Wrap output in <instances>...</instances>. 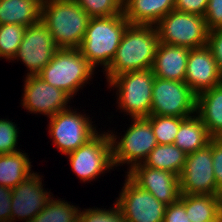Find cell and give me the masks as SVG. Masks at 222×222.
I'll return each mask as SVG.
<instances>
[{
	"instance_id": "1",
	"label": "cell",
	"mask_w": 222,
	"mask_h": 222,
	"mask_svg": "<svg viewBox=\"0 0 222 222\" xmlns=\"http://www.w3.org/2000/svg\"><path fill=\"white\" fill-rule=\"evenodd\" d=\"M159 42L155 26L129 24L114 58L103 71L107 82L127 72L151 69Z\"/></svg>"
},
{
	"instance_id": "2",
	"label": "cell",
	"mask_w": 222,
	"mask_h": 222,
	"mask_svg": "<svg viewBox=\"0 0 222 222\" xmlns=\"http://www.w3.org/2000/svg\"><path fill=\"white\" fill-rule=\"evenodd\" d=\"M90 18L74 0H42L41 20L58 48L78 49Z\"/></svg>"
},
{
	"instance_id": "3",
	"label": "cell",
	"mask_w": 222,
	"mask_h": 222,
	"mask_svg": "<svg viewBox=\"0 0 222 222\" xmlns=\"http://www.w3.org/2000/svg\"><path fill=\"white\" fill-rule=\"evenodd\" d=\"M128 25L123 13L90 18L78 49L94 69L98 65L103 67V70L109 67Z\"/></svg>"
},
{
	"instance_id": "4",
	"label": "cell",
	"mask_w": 222,
	"mask_h": 222,
	"mask_svg": "<svg viewBox=\"0 0 222 222\" xmlns=\"http://www.w3.org/2000/svg\"><path fill=\"white\" fill-rule=\"evenodd\" d=\"M94 71L79 49L59 48L38 76L73 97L90 83Z\"/></svg>"
},
{
	"instance_id": "5",
	"label": "cell",
	"mask_w": 222,
	"mask_h": 222,
	"mask_svg": "<svg viewBox=\"0 0 222 222\" xmlns=\"http://www.w3.org/2000/svg\"><path fill=\"white\" fill-rule=\"evenodd\" d=\"M152 69L132 71L112 78L107 84L115 88L117 106L131 118L151 115L153 82Z\"/></svg>"
},
{
	"instance_id": "6",
	"label": "cell",
	"mask_w": 222,
	"mask_h": 222,
	"mask_svg": "<svg viewBox=\"0 0 222 222\" xmlns=\"http://www.w3.org/2000/svg\"><path fill=\"white\" fill-rule=\"evenodd\" d=\"M131 119L132 125H129L130 127H128L123 137L121 135V139L113 134V131H108L112 147L113 165L118 167L126 163L129 166L128 171L134 166L142 164L158 145L151 123L146 117ZM117 138L120 140H117Z\"/></svg>"
},
{
	"instance_id": "7",
	"label": "cell",
	"mask_w": 222,
	"mask_h": 222,
	"mask_svg": "<svg viewBox=\"0 0 222 222\" xmlns=\"http://www.w3.org/2000/svg\"><path fill=\"white\" fill-rule=\"evenodd\" d=\"M155 27L160 42L189 49L207 45L209 30L203 16L172 10Z\"/></svg>"
},
{
	"instance_id": "8",
	"label": "cell",
	"mask_w": 222,
	"mask_h": 222,
	"mask_svg": "<svg viewBox=\"0 0 222 222\" xmlns=\"http://www.w3.org/2000/svg\"><path fill=\"white\" fill-rule=\"evenodd\" d=\"M75 110L70 107L49 117V135L63 155L75 151L98 133L92 119Z\"/></svg>"
},
{
	"instance_id": "9",
	"label": "cell",
	"mask_w": 222,
	"mask_h": 222,
	"mask_svg": "<svg viewBox=\"0 0 222 222\" xmlns=\"http://www.w3.org/2000/svg\"><path fill=\"white\" fill-rule=\"evenodd\" d=\"M67 156L72 171L84 183L94 181L101 174L115 168L108 130L107 133H97L87 143L68 153Z\"/></svg>"
},
{
	"instance_id": "10",
	"label": "cell",
	"mask_w": 222,
	"mask_h": 222,
	"mask_svg": "<svg viewBox=\"0 0 222 222\" xmlns=\"http://www.w3.org/2000/svg\"><path fill=\"white\" fill-rule=\"evenodd\" d=\"M197 95L185 81L161 79L153 82L151 115L187 118L196 114Z\"/></svg>"
},
{
	"instance_id": "11",
	"label": "cell",
	"mask_w": 222,
	"mask_h": 222,
	"mask_svg": "<svg viewBox=\"0 0 222 222\" xmlns=\"http://www.w3.org/2000/svg\"><path fill=\"white\" fill-rule=\"evenodd\" d=\"M179 180L181 194L222 196L214 177L212 139L206 147L187 154Z\"/></svg>"
},
{
	"instance_id": "12",
	"label": "cell",
	"mask_w": 222,
	"mask_h": 222,
	"mask_svg": "<svg viewBox=\"0 0 222 222\" xmlns=\"http://www.w3.org/2000/svg\"><path fill=\"white\" fill-rule=\"evenodd\" d=\"M125 177L115 202L126 222H163L167 205Z\"/></svg>"
},
{
	"instance_id": "13",
	"label": "cell",
	"mask_w": 222,
	"mask_h": 222,
	"mask_svg": "<svg viewBox=\"0 0 222 222\" xmlns=\"http://www.w3.org/2000/svg\"><path fill=\"white\" fill-rule=\"evenodd\" d=\"M58 49L48 27L40 20L26 27L23 40L12 60L23 62L28 69L26 76L38 75Z\"/></svg>"
},
{
	"instance_id": "14",
	"label": "cell",
	"mask_w": 222,
	"mask_h": 222,
	"mask_svg": "<svg viewBox=\"0 0 222 222\" xmlns=\"http://www.w3.org/2000/svg\"><path fill=\"white\" fill-rule=\"evenodd\" d=\"M22 94V108L30 113L46 115L48 118L59 111L70 108L71 96L65 91L47 84L38 75L26 76Z\"/></svg>"
},
{
	"instance_id": "15",
	"label": "cell",
	"mask_w": 222,
	"mask_h": 222,
	"mask_svg": "<svg viewBox=\"0 0 222 222\" xmlns=\"http://www.w3.org/2000/svg\"><path fill=\"white\" fill-rule=\"evenodd\" d=\"M41 179L37 172H33L12 189L11 222L16 218L30 222L45 208L52 193L43 188Z\"/></svg>"
},
{
	"instance_id": "16",
	"label": "cell",
	"mask_w": 222,
	"mask_h": 222,
	"mask_svg": "<svg viewBox=\"0 0 222 222\" xmlns=\"http://www.w3.org/2000/svg\"><path fill=\"white\" fill-rule=\"evenodd\" d=\"M126 173L135 184L166 205L180 199L179 176L170 171L150 168L142 163Z\"/></svg>"
},
{
	"instance_id": "17",
	"label": "cell",
	"mask_w": 222,
	"mask_h": 222,
	"mask_svg": "<svg viewBox=\"0 0 222 222\" xmlns=\"http://www.w3.org/2000/svg\"><path fill=\"white\" fill-rule=\"evenodd\" d=\"M184 81L196 95L222 84V75L207 46L190 49Z\"/></svg>"
},
{
	"instance_id": "18",
	"label": "cell",
	"mask_w": 222,
	"mask_h": 222,
	"mask_svg": "<svg viewBox=\"0 0 222 222\" xmlns=\"http://www.w3.org/2000/svg\"><path fill=\"white\" fill-rule=\"evenodd\" d=\"M189 52L190 49L187 47L159 42L151 68L154 76L166 80L184 81Z\"/></svg>"
},
{
	"instance_id": "19",
	"label": "cell",
	"mask_w": 222,
	"mask_h": 222,
	"mask_svg": "<svg viewBox=\"0 0 222 222\" xmlns=\"http://www.w3.org/2000/svg\"><path fill=\"white\" fill-rule=\"evenodd\" d=\"M175 0H123V14L132 25L155 26L174 10Z\"/></svg>"
},
{
	"instance_id": "20",
	"label": "cell",
	"mask_w": 222,
	"mask_h": 222,
	"mask_svg": "<svg viewBox=\"0 0 222 222\" xmlns=\"http://www.w3.org/2000/svg\"><path fill=\"white\" fill-rule=\"evenodd\" d=\"M196 114L212 138H222V84L197 95Z\"/></svg>"
},
{
	"instance_id": "21",
	"label": "cell",
	"mask_w": 222,
	"mask_h": 222,
	"mask_svg": "<svg viewBox=\"0 0 222 222\" xmlns=\"http://www.w3.org/2000/svg\"><path fill=\"white\" fill-rule=\"evenodd\" d=\"M42 0H0V25H33L41 20Z\"/></svg>"
},
{
	"instance_id": "22",
	"label": "cell",
	"mask_w": 222,
	"mask_h": 222,
	"mask_svg": "<svg viewBox=\"0 0 222 222\" xmlns=\"http://www.w3.org/2000/svg\"><path fill=\"white\" fill-rule=\"evenodd\" d=\"M211 139L200 117L194 114L181 122L174 145L189 154L206 147Z\"/></svg>"
},
{
	"instance_id": "23",
	"label": "cell",
	"mask_w": 222,
	"mask_h": 222,
	"mask_svg": "<svg viewBox=\"0 0 222 222\" xmlns=\"http://www.w3.org/2000/svg\"><path fill=\"white\" fill-rule=\"evenodd\" d=\"M222 196L184 194V207L192 222H218L221 217Z\"/></svg>"
},
{
	"instance_id": "24",
	"label": "cell",
	"mask_w": 222,
	"mask_h": 222,
	"mask_svg": "<svg viewBox=\"0 0 222 222\" xmlns=\"http://www.w3.org/2000/svg\"><path fill=\"white\" fill-rule=\"evenodd\" d=\"M27 153L0 154V185L13 189L34 171Z\"/></svg>"
},
{
	"instance_id": "25",
	"label": "cell",
	"mask_w": 222,
	"mask_h": 222,
	"mask_svg": "<svg viewBox=\"0 0 222 222\" xmlns=\"http://www.w3.org/2000/svg\"><path fill=\"white\" fill-rule=\"evenodd\" d=\"M187 154L174 144H158L143 162L150 168L170 171L180 175Z\"/></svg>"
},
{
	"instance_id": "26",
	"label": "cell",
	"mask_w": 222,
	"mask_h": 222,
	"mask_svg": "<svg viewBox=\"0 0 222 222\" xmlns=\"http://www.w3.org/2000/svg\"><path fill=\"white\" fill-rule=\"evenodd\" d=\"M66 200H55L52 196L45 208L30 222H74L78 219L80 208ZM70 203V204H69ZM79 208V209H78Z\"/></svg>"
},
{
	"instance_id": "27",
	"label": "cell",
	"mask_w": 222,
	"mask_h": 222,
	"mask_svg": "<svg viewBox=\"0 0 222 222\" xmlns=\"http://www.w3.org/2000/svg\"><path fill=\"white\" fill-rule=\"evenodd\" d=\"M150 123L157 144H174L180 124L185 118L150 115L146 117Z\"/></svg>"
},
{
	"instance_id": "28",
	"label": "cell",
	"mask_w": 222,
	"mask_h": 222,
	"mask_svg": "<svg viewBox=\"0 0 222 222\" xmlns=\"http://www.w3.org/2000/svg\"><path fill=\"white\" fill-rule=\"evenodd\" d=\"M26 27L19 24L0 25V58L9 61L15 57Z\"/></svg>"
},
{
	"instance_id": "29",
	"label": "cell",
	"mask_w": 222,
	"mask_h": 222,
	"mask_svg": "<svg viewBox=\"0 0 222 222\" xmlns=\"http://www.w3.org/2000/svg\"><path fill=\"white\" fill-rule=\"evenodd\" d=\"M90 17H109L123 13V0H74Z\"/></svg>"
},
{
	"instance_id": "30",
	"label": "cell",
	"mask_w": 222,
	"mask_h": 222,
	"mask_svg": "<svg viewBox=\"0 0 222 222\" xmlns=\"http://www.w3.org/2000/svg\"><path fill=\"white\" fill-rule=\"evenodd\" d=\"M84 210L79 211L80 222H126L116 203L109 209L92 207Z\"/></svg>"
},
{
	"instance_id": "31",
	"label": "cell",
	"mask_w": 222,
	"mask_h": 222,
	"mask_svg": "<svg viewBox=\"0 0 222 222\" xmlns=\"http://www.w3.org/2000/svg\"><path fill=\"white\" fill-rule=\"evenodd\" d=\"M19 128L10 119L0 118V154L15 153L17 149Z\"/></svg>"
},
{
	"instance_id": "32",
	"label": "cell",
	"mask_w": 222,
	"mask_h": 222,
	"mask_svg": "<svg viewBox=\"0 0 222 222\" xmlns=\"http://www.w3.org/2000/svg\"><path fill=\"white\" fill-rule=\"evenodd\" d=\"M204 19L208 30L222 28V0H209Z\"/></svg>"
},
{
	"instance_id": "33",
	"label": "cell",
	"mask_w": 222,
	"mask_h": 222,
	"mask_svg": "<svg viewBox=\"0 0 222 222\" xmlns=\"http://www.w3.org/2000/svg\"><path fill=\"white\" fill-rule=\"evenodd\" d=\"M214 57L218 70L222 75V28L210 30L206 45Z\"/></svg>"
},
{
	"instance_id": "34",
	"label": "cell",
	"mask_w": 222,
	"mask_h": 222,
	"mask_svg": "<svg viewBox=\"0 0 222 222\" xmlns=\"http://www.w3.org/2000/svg\"><path fill=\"white\" fill-rule=\"evenodd\" d=\"M212 160L217 189L222 194V138H212Z\"/></svg>"
},
{
	"instance_id": "35",
	"label": "cell",
	"mask_w": 222,
	"mask_h": 222,
	"mask_svg": "<svg viewBox=\"0 0 222 222\" xmlns=\"http://www.w3.org/2000/svg\"><path fill=\"white\" fill-rule=\"evenodd\" d=\"M163 222H192L185 211L184 194L175 203L167 205Z\"/></svg>"
},
{
	"instance_id": "36",
	"label": "cell",
	"mask_w": 222,
	"mask_h": 222,
	"mask_svg": "<svg viewBox=\"0 0 222 222\" xmlns=\"http://www.w3.org/2000/svg\"><path fill=\"white\" fill-rule=\"evenodd\" d=\"M208 1L209 0H175L174 10L204 17Z\"/></svg>"
},
{
	"instance_id": "37",
	"label": "cell",
	"mask_w": 222,
	"mask_h": 222,
	"mask_svg": "<svg viewBox=\"0 0 222 222\" xmlns=\"http://www.w3.org/2000/svg\"><path fill=\"white\" fill-rule=\"evenodd\" d=\"M12 189L0 185V222H11Z\"/></svg>"
},
{
	"instance_id": "38",
	"label": "cell",
	"mask_w": 222,
	"mask_h": 222,
	"mask_svg": "<svg viewBox=\"0 0 222 222\" xmlns=\"http://www.w3.org/2000/svg\"><path fill=\"white\" fill-rule=\"evenodd\" d=\"M220 220L222 221V202H221V217Z\"/></svg>"
}]
</instances>
